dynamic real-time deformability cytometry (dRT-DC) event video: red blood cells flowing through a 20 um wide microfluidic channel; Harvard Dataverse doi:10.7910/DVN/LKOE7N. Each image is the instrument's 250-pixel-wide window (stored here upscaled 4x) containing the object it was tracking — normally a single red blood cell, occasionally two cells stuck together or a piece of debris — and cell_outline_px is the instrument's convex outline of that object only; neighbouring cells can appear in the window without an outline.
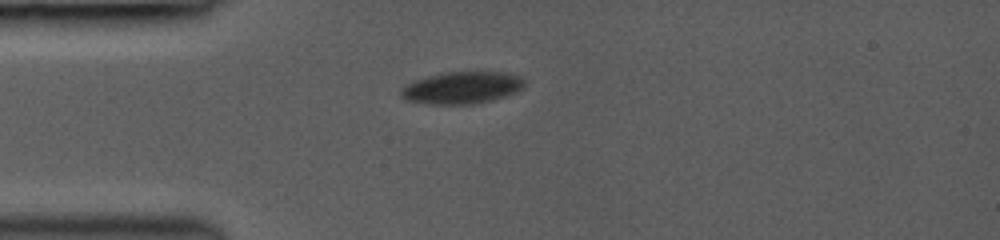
{"species": "common noctule bat (a hibernating species)", "species_latin": "Nyctalus noctula", "temperature_condition": "room temperature", "stored_images_in_passage": 2, "camera_frame_rate_fps": 3000, "um_per_image_px": 0.085, "animal": {"sex": "female", "body_mass_g": 19.0, "forearm_length_mm": 53.3}, "frame": {"image": 1, "passage_image": 1, "time_ms": 0.0, "image_size_px": [1000, 240], "cell_outline_px": [[524, 88], [508, 96], [492, 100], [472, 104], [428, 104], [404, 100], [400, 96], [400, 92], [412, 80], [444, 72], [504, 72], [520, 76], [524, 80]], "centroid_in_image_um": [39.27, 7.46], "position_along_channel_um": 45.7, "area_um2": 23.24}}